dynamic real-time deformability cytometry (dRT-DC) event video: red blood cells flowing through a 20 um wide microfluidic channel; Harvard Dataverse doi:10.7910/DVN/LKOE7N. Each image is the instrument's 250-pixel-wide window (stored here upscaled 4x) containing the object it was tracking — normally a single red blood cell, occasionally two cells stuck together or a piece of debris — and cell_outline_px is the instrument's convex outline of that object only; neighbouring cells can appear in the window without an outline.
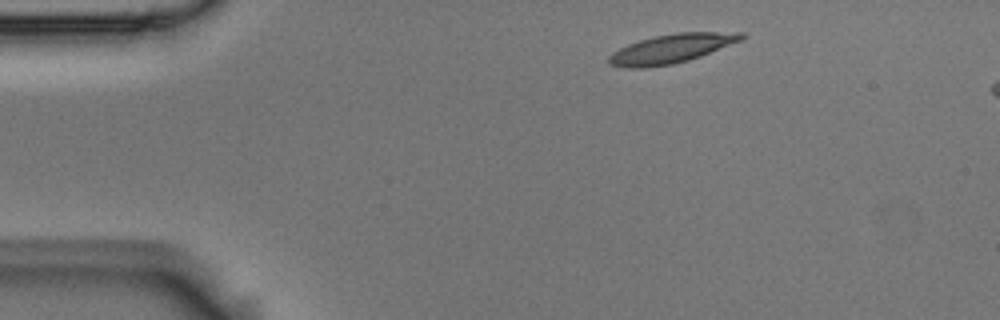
{"species": "Egyptian fruit bat (a non-hibernating species)", "species_latin": "Rousettus aegyptiacus", "temperature_condition": "room temperature", "stored_images_in_passage": 4, "segment_of_instrument_passage": [1, 2], "camera_frame_rate_fps": 3000, "um_per_image_px": 0.085, "animal": {"sex": "male"}, "frame": {"image": 1, "passage_image": 1, "time_ms": 0.0, "image_size_px": [1000, 320], "cell_outline_px": [[744, 36], [740, 40], [700, 56], [688, 60], [672, 64], [644, 68], [628, 68], [608, 64], [608, 56], [612, 52], [628, 44], [640, 40], [656, 36], [676, 32], [744, 32]], "centroid_in_image_um": [57.02, 4.14], "position_along_channel_um": 28.0, "area_um2": 22.14}}